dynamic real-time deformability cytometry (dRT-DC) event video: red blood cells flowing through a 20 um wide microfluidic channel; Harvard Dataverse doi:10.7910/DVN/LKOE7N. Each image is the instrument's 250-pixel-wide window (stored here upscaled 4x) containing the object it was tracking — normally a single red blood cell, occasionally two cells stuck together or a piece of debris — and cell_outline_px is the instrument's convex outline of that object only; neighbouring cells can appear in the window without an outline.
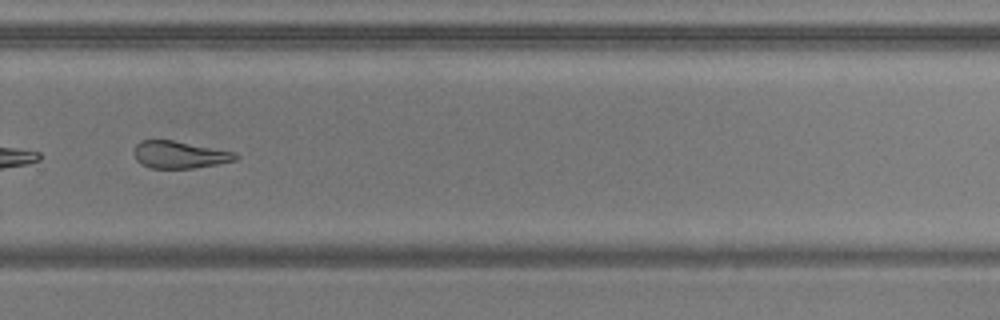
{"species": "common noctule bat (a hibernating species)", "species_latin": "Nyctalus noctula", "temperature_condition": "warm", "stored_images_in_passage": 52, "camera_frame_rate_fps": 3000, "um_per_image_px": 0.085, "animal": {"sex": "male", "body_mass_g": 20.5, "forearm_length_mm": 52.5}, "frame": {"image": 1, "passage_image": 37, "time_ms": 12.0, "image_size_px": [1000, 320], "cell_outline_px": [[240, 156], [236, 160], [216, 164], [192, 168], [152, 168], [140, 164], [136, 160], [132, 152], [136, 144], [140, 140], [172, 140], [236, 152]], "centroid_in_image_um": [15.23, 13.14], "position_along_channel_um": 314.6, "area_um2": 16.18}}
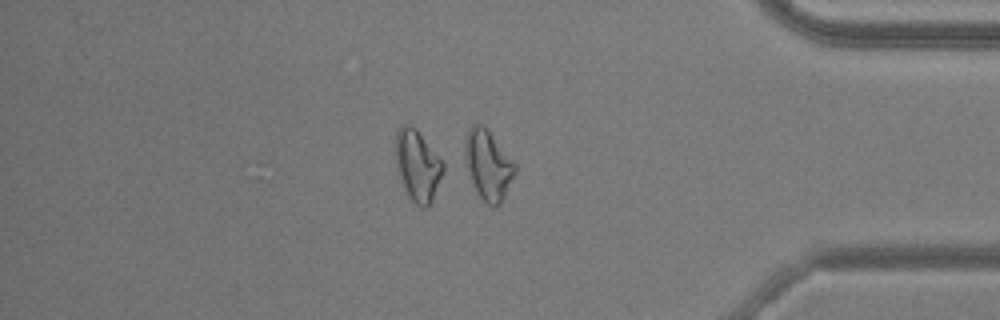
{"frame": {"image": 2, "passage_image": 45, "time_ms": 14.667, "image_size_px": [1000, 320], "cell_outline_px": [[516, 172], [500, 204], [492, 208], [476, 192], [468, 172], [464, 156], [464, 144], [468, 128], [472, 124], [480, 124], [488, 132], [516, 164]], "centroid_in_image_um": [41.46, 14.05], "position_along_channel_um": 393.7, "area_um2": 19.94}, "authors_computed_cell_mechanics": {"area_um2": 19.2474, "velocity_mm_per_s": 3.834, "shape_relaxation_time_tau1_ms": null, "shape_relaxation_time_tau2_ms": 4.0544, "deformation_change_tau1": null, "deformation_change_tau2": 0.1368}}